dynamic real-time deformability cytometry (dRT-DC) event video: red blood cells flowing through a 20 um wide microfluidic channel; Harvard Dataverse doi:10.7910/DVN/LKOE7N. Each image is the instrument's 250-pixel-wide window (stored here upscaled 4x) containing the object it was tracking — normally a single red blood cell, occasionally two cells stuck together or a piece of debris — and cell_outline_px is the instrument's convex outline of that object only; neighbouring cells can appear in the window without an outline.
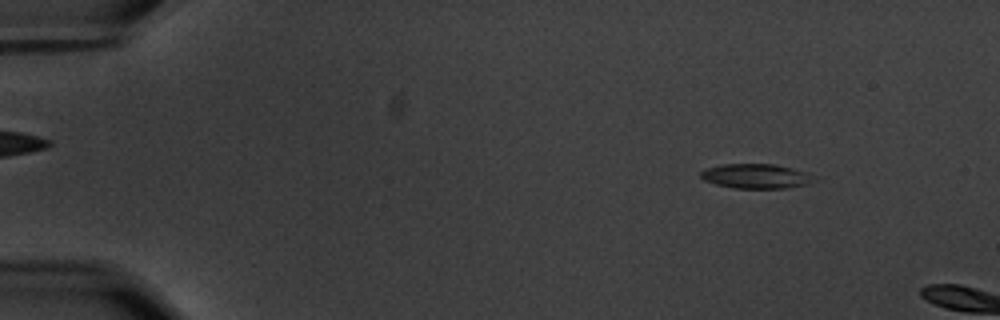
{"species": "common noctule bat (a hibernating species)", "species_latin": "Nyctalus noctula", "temperature_condition": "warm", "stored_images_in_passage": 7, "camera_frame_rate_fps": 3000, "um_per_image_px": 0.085, "animal": {"sex": "male", "body_mass_g": 20.1, "forearm_length_mm": 53.5}, "frame": {"image": 1, "passage_image": 4, "time_ms": 1.0, "image_size_px": [1000, 320], "cell_outline_px": [[820, 180], [808, 184], [788, 188], [732, 188], [716, 184], [704, 180], [700, 176], [700, 172], [704, 168], [724, 164], [776, 164], [808, 172], [820, 176]], "centroid_in_image_um": [64.37, 14.97], "position_along_channel_um": 20.6, "area_um2": 16.7}}